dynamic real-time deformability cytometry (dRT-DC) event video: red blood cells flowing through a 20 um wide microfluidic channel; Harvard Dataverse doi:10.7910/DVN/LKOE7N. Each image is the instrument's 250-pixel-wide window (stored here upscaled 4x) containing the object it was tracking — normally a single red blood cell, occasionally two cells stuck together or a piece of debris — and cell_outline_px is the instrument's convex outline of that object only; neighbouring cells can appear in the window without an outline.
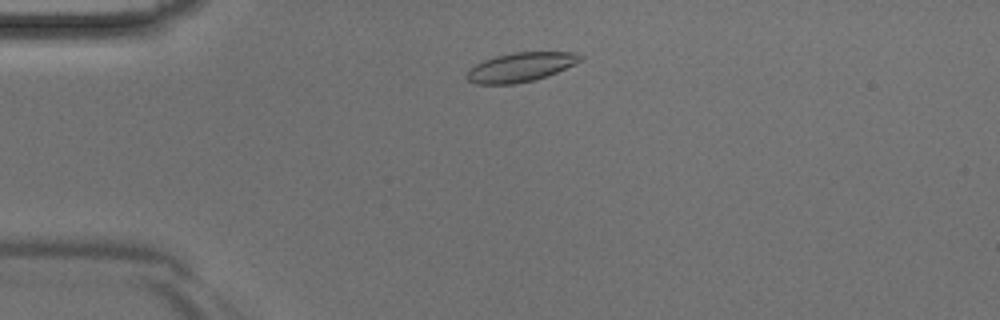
{"species": "Egyptian fruit bat (a non-hibernating species)", "species_latin": "Rousettus aegyptiacus", "temperature_condition": "room temperature", "stored_images_in_passage": 39, "camera_frame_rate_fps": 3000, "um_per_image_px": 0.085, "animal": {"sex": "male"}, "frame": {"image": 1, "passage_image": 5, "time_ms": 1.333, "image_size_px": [1000, 320], "cell_outline_px": [[584, 60], [556, 72], [532, 80], [516, 84], [476, 84], [468, 80], [464, 76], [476, 64], [484, 60], [496, 56], [512, 52], [572, 52], [584, 56]], "centroid_in_image_um": [44.26, 5.7], "position_along_channel_um": 40.7, "area_um2": 19.13}}
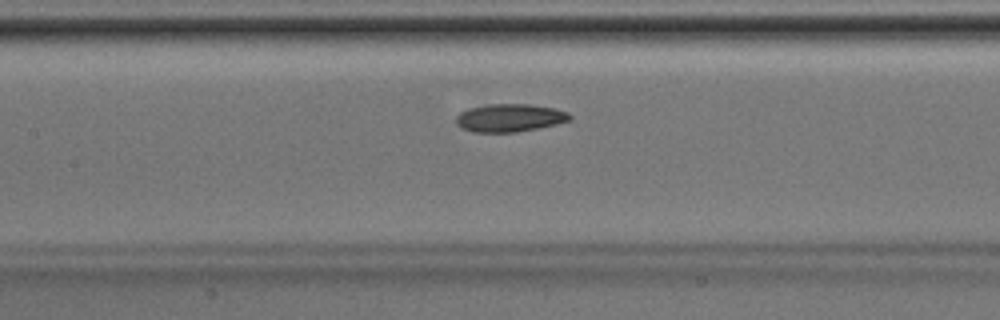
{"frame": {"image": 2, "passage_image": 15, "time_ms": 4.667, "image_size_px": [1000, 320], "cell_outline_px": [[572, 120], [556, 124], [516, 132], [472, 132], [460, 128], [456, 124], [456, 116], [460, 112], [468, 108], [488, 104], [528, 104], [556, 108], [568, 112], [572, 116]], "centroid_in_image_um": [43.31, 10.01], "position_along_channel_um": 164.1, "area_um2": 18.67}}
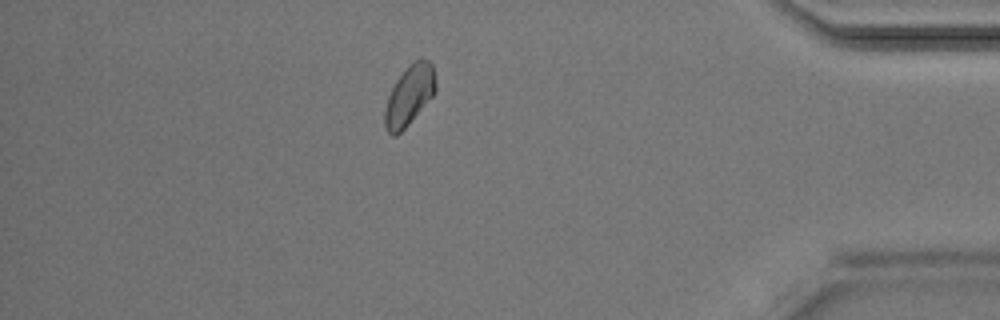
{"frame": {"image": 3, "passage_image": 33, "time_ms": 10.667, "image_size_px": [1000, 320], "cell_outline_px": [[436, 92], [408, 124], [396, 136], [392, 136], [388, 132], [384, 124], [384, 112], [388, 96], [396, 80], [420, 56], [428, 60], [432, 64], [436, 84]], "centroid_in_image_um": [34.8, 8.12], "position_along_channel_um": 400.4, "area_um2": 17.46}}